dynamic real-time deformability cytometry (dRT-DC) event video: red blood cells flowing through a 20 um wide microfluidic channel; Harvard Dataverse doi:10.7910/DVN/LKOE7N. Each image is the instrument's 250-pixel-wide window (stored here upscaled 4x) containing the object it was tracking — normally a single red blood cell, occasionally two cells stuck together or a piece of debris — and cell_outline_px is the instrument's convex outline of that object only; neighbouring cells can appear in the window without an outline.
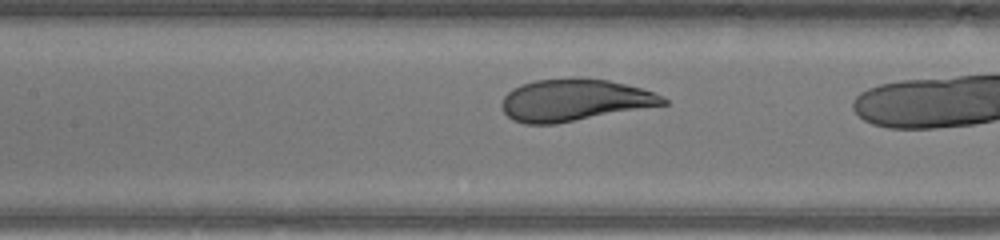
{"species": "human", "species_latin": "Homo sapiens", "temperature_condition": "warm", "stored_images_in_passage": 25, "camera_frame_rate_fps": 3000, "um_per_image_px": 0.085, "donor": {"sex": "male"}, "frame": {"image": 1, "passage_image": 10, "time_ms": 3.0, "image_size_px": [1000, 240], "cell_outline_px": [[668, 104], [556, 124], [524, 124], [512, 120], [504, 112], [500, 104], [504, 96], [512, 88], [520, 84], [536, 80], [608, 80], [640, 88], [652, 92], [668, 100]], "centroid_in_image_um": [48.78, 8.55], "position_along_channel_um": 158.6, "area_um2": 38.73}}
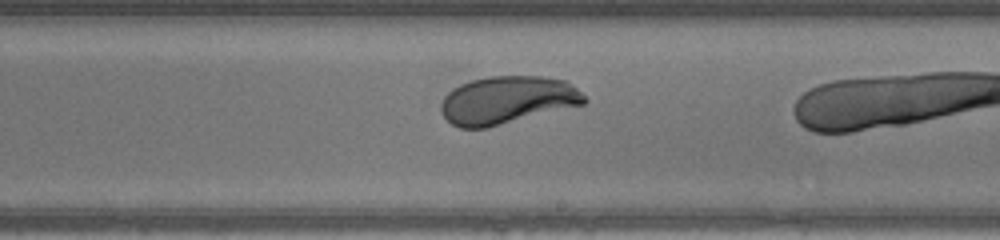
{"frame": {"image": 2, "passage_image": 16, "time_ms": 5.0, "image_size_px": [1000, 240], "cell_outline_px": [[588, 100], [584, 104], [488, 128], [460, 128], [452, 124], [444, 116], [440, 108], [440, 104], [444, 96], [452, 88], [460, 84], [472, 80], [488, 76], [540, 76], [564, 80], [576, 88]], "centroid_in_image_um": [43.09, 8.51], "position_along_channel_um": 245.9, "area_um2": 39.94}}
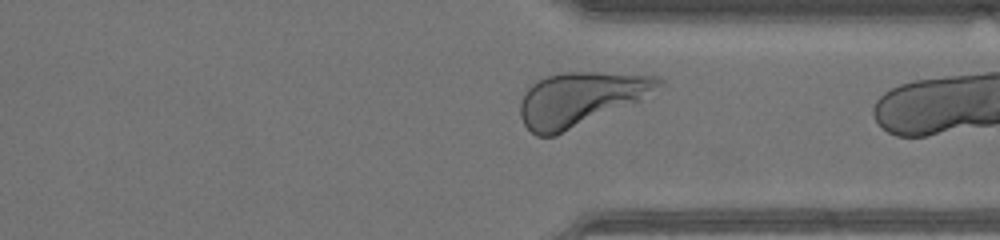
{"frame": {"image": 3, "passage_image": 24, "time_ms": 7.667, "image_size_px": [1000, 240], "cell_outline_px": [[668, 84], [636, 100], [556, 136], [536, 136], [524, 124], [520, 116], [520, 100], [524, 92], [532, 84], [548, 76], [564, 72], [596, 72], [660, 76]], "centroid_in_image_um": [49.31, 8.4], "position_along_channel_um": 362.1, "area_um2": 42.71}}